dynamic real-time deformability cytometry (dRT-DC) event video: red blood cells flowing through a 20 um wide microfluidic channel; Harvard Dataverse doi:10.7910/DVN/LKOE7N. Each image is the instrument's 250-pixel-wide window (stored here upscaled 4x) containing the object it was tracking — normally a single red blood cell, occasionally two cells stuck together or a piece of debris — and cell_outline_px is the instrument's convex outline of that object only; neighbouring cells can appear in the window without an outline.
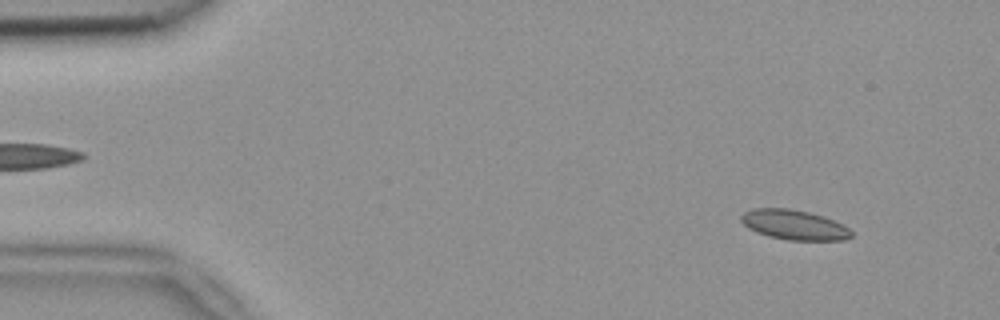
{"species": "common noctule bat (a hibernating species)", "species_latin": "Nyctalus noctula", "temperature_condition": "room temperature", "stored_images_in_passage": 4, "segment_of_instrument_passage": [1, 2], "camera_frame_rate_fps": 3000, "um_per_image_px": 0.085, "animal": {"sex": "female", "body_mass_g": 18.4}, "frame": {"image": 1, "passage_image": 1, "time_ms": 0.0, "image_size_px": [1000, 320], "cell_outline_px": [[852, 236], [844, 240], [788, 240], [768, 236], [756, 232], [748, 228], [740, 220], [740, 216], [744, 212], [752, 208], [788, 208], [808, 212], [824, 216], [848, 228], [852, 232]], "centroid_in_image_um": [67.46, 19.11], "position_along_channel_um": 17.5, "area_um2": 19.13}}